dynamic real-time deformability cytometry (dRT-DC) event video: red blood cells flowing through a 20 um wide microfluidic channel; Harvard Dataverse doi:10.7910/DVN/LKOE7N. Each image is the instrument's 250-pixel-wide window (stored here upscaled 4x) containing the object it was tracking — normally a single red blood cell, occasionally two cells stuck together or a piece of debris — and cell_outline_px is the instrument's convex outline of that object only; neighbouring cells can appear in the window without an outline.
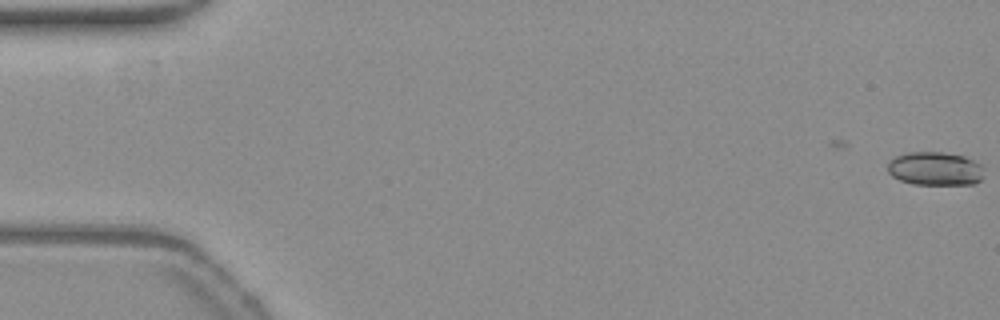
{"species": "common noctule bat (a hibernating species)", "species_latin": "Nyctalus noctula", "temperature_condition": "warm", "stored_images_in_passage": 49, "camera_frame_rate_fps": 3000, "um_per_image_px": 0.085, "animal": {"sex": "female", "body_mass_g": 19.3, "forearm_length_mm": 54.1}, "frame": {"image": 1, "passage_image": 1, "time_ms": 0.0, "image_size_px": [1000, 320], "cell_outline_px": [[984, 176], [980, 180], [972, 184], [912, 184], [900, 180], [892, 176], [888, 172], [888, 160], [896, 156], [908, 152], [940, 152], [964, 156], [984, 164]], "centroid_in_image_um": [79.51, 14.33], "position_along_channel_um": 5.5, "area_um2": 19.07}}
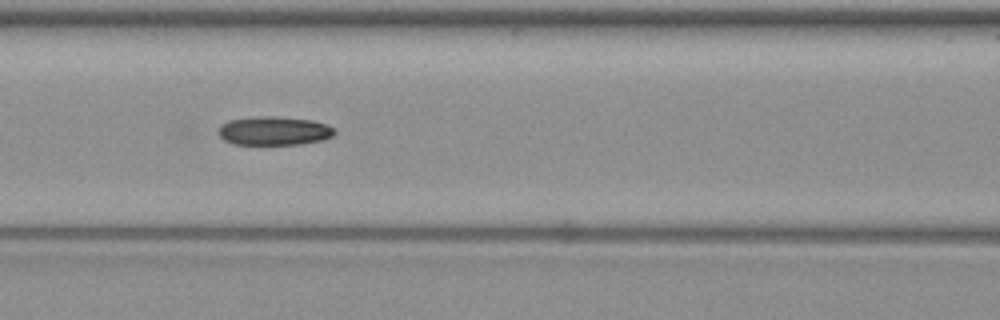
{"frame": {"image": 2, "passage_image": 24, "time_ms": 7.667, "image_size_px": [1000, 320], "cell_outline_px": [[336, 132], [332, 136], [324, 140], [300, 144], [232, 144], [224, 140], [216, 132], [220, 124], [228, 120], [260, 116], [276, 116], [312, 120], [328, 124], [336, 128]], "centroid_in_image_um": [23.3, 11.11], "position_along_channel_um": 143.3, "area_um2": 19.77}}
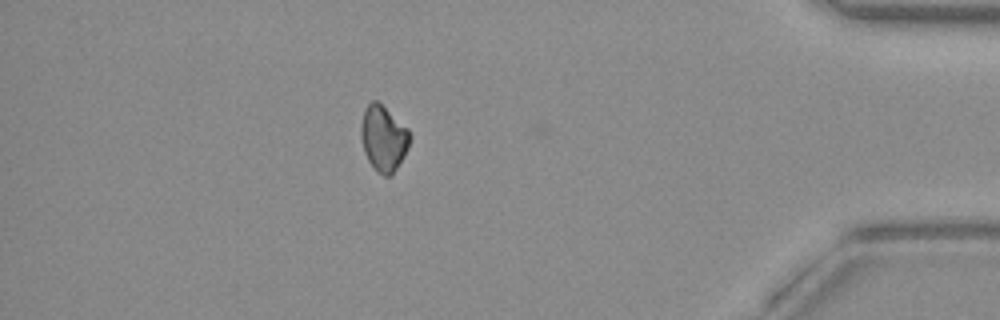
{"frame": {"image": 3, "passage_image": 48, "time_ms": 15.667, "image_size_px": [1000, 320], "cell_outline_px": [[412, 136], [408, 148], [404, 156], [392, 176], [384, 176], [376, 172], [368, 160], [364, 152], [360, 136], [360, 124], [364, 108], [372, 100], [376, 100], [408, 128]], "centroid_in_image_um": [32.59, 11.78], "position_along_channel_um": 402.6, "area_um2": 18.96}, "authors_computed_cell_mechanics": {"area_um2": 19.0162, "velocity_mm_per_s": 3.8272, "shape_relaxation_time_tau1_ms": 9.93, "shape_relaxation_time_tau2_ms": null, "deformation_change_tau1": 0.1686, "deformation_change_tau2": null}}